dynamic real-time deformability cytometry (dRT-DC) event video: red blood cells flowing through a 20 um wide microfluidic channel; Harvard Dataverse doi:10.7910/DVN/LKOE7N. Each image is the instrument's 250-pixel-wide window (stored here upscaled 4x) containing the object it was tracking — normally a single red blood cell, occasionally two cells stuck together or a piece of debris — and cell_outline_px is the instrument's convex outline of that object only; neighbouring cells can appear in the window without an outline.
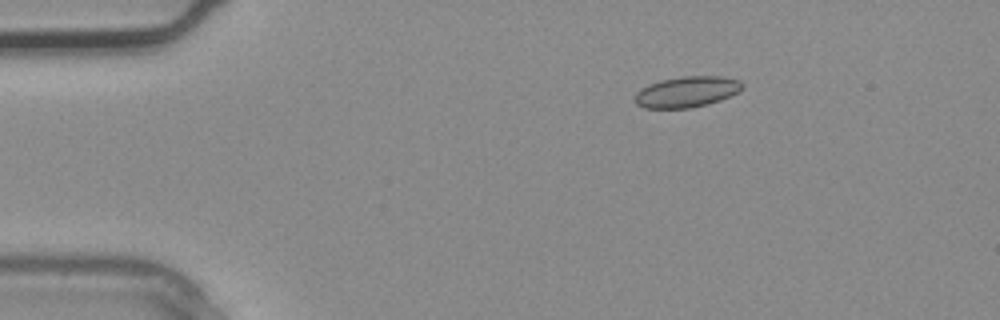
{"species": "common noctule bat (a hibernating species)", "species_latin": "Nyctalus noctula", "temperature_condition": "warm", "stored_images_in_passage": 2, "camera_frame_rate_fps": 3000, "um_per_image_px": 0.085, "animal": {"sex": "male", "body_mass_g": 20.4}, "frame": {"image": 1, "passage_image": 1, "time_ms": 0.0, "image_size_px": [1000, 320], "cell_outline_px": [[744, 88], [720, 100], [708, 104], [688, 108], [644, 108], [636, 104], [636, 92], [640, 88], [648, 84], [660, 80], [684, 76], [720, 76], [740, 80], [744, 84]], "centroid_in_image_um": [58.37, 7.8], "position_along_channel_um": 26.6, "area_um2": 19.31}}